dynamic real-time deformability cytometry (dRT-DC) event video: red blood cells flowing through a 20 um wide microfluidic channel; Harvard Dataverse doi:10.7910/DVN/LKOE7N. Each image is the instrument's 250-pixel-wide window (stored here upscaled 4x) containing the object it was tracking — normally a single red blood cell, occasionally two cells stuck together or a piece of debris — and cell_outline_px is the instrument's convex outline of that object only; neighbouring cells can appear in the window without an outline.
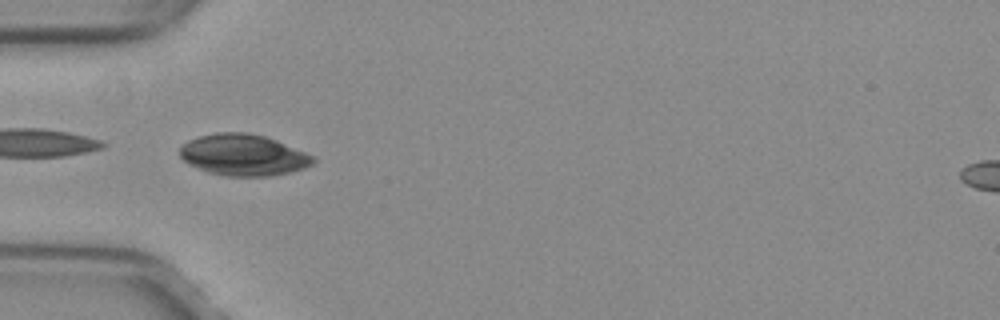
{"species": "common noctule bat (a hibernating species)", "species_latin": "Nyctalus noctula", "temperature_condition": "warm", "stored_images_in_passage": 36, "camera_frame_rate_fps": 3000, "um_per_image_px": 0.085, "animal": {"sex": "female", "body_mass_g": 29.2, "forearm_length_mm": 56.3}, "frame": {"image": 1, "passage_image": 1, "time_ms": 0.0, "image_size_px": [1000, 320], "cell_outline_px": [[316, 160], [312, 164], [304, 168], [272, 176], [224, 176], [208, 172], [188, 164], [180, 156], [180, 148], [188, 140], [200, 136], [216, 132], [248, 132], [264, 136], [276, 140], [304, 152], [312, 156]], "centroid_in_image_um": [20.66, 13.17], "position_along_channel_um": 64.3, "area_um2": 31.96}}
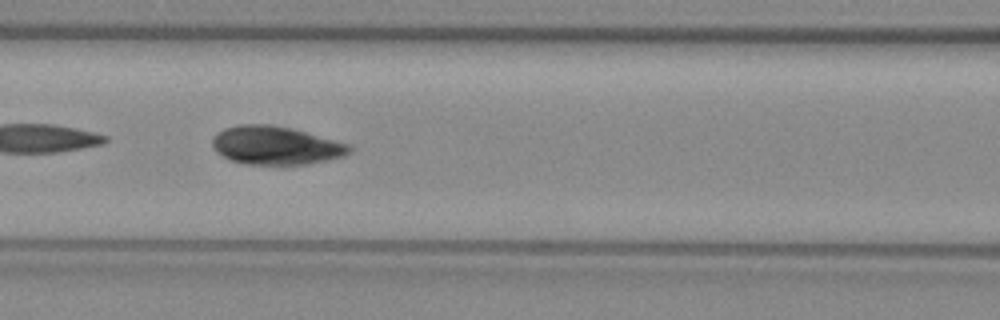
{"frame": {"image": 2, "passage_image": 7, "time_ms": 2.0, "image_size_px": [1000, 320], "cell_outline_px": [[352, 152], [344, 156], [308, 164], [248, 164], [232, 160], [216, 152], [212, 144], [212, 136], [216, 132], [224, 128], [236, 124], [272, 124], [292, 128], [348, 144], [352, 148]], "centroid_in_image_um": [23.41, 12.34], "position_along_channel_um": 143.2, "area_um2": 30.63}}
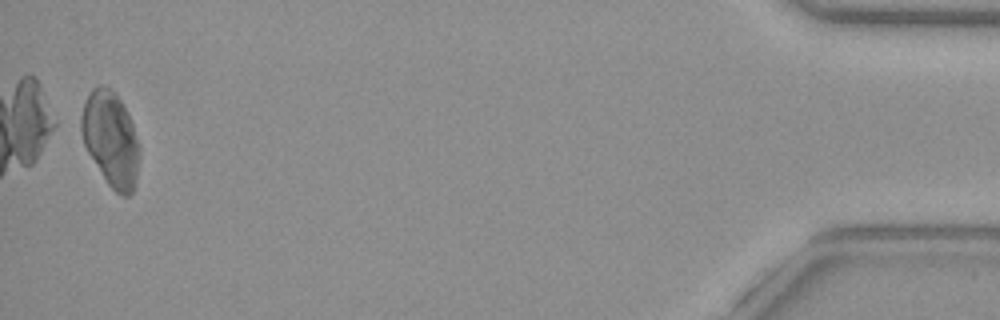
{"frame": {"image": 3, "passage_image": 35, "time_ms": 11.333, "image_size_px": [1000, 320], "cell_outline_px": [[140, 156], [136, 184], [132, 192], [128, 196], [120, 196], [108, 184], [88, 152], [84, 144], [80, 132], [80, 116], [84, 104], [92, 88], [100, 84], [104, 84], [112, 88], [128, 112], [140, 148]], "centroid_in_image_um": [9.42, 11.81], "position_along_channel_um": 425.8, "area_um2": 32.37}}